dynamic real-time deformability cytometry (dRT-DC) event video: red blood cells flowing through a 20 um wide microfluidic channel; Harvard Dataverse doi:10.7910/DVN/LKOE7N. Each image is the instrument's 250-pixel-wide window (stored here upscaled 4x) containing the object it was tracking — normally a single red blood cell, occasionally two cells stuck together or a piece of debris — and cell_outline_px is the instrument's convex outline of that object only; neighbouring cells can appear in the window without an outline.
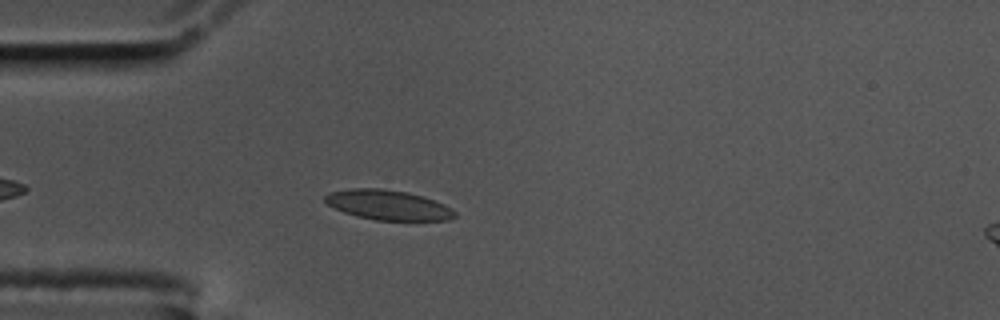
{"species": "common noctule bat (a hibernating species)", "species_latin": "Nyctalus noctula", "temperature_condition": "cold", "stored_images_in_passage": 46, "camera_frame_rate_fps": 3000, "um_per_image_px": 0.085, "animal": {"sex": "male", "body_mass_g": 17.5, "forearm_length_mm": 52.3}, "frame": {"image": 1, "passage_image": 7, "time_ms": 2.0, "image_size_px": [1000, 320], "cell_outline_px": [[456, 216], [448, 220], [376, 220], [356, 216], [344, 212], [328, 204], [324, 200], [324, 196], [328, 192], [352, 188], [384, 188], [408, 192], [444, 204], [452, 208], [456, 212]], "centroid_in_image_um": [32.97, 17.42], "position_along_channel_um": 52.0, "area_um2": 22.54}}
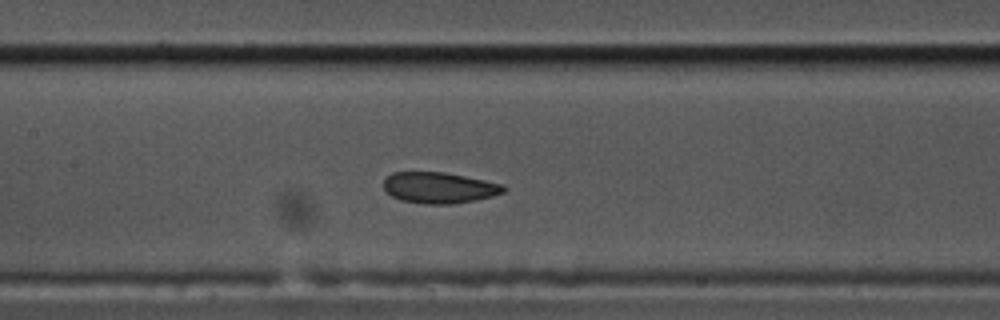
{"frame": {"image": 2, "passage_image": 18, "time_ms": 5.667, "image_size_px": [1000, 320], "cell_outline_px": [[508, 188], [504, 192], [492, 196], [452, 204], [424, 204], [400, 200], [384, 192], [384, 180], [392, 172], [444, 172], [484, 180], [500, 184]], "centroid_in_image_um": [37.29, 15.96], "position_along_channel_um": 170.1, "area_um2": 21.62}}
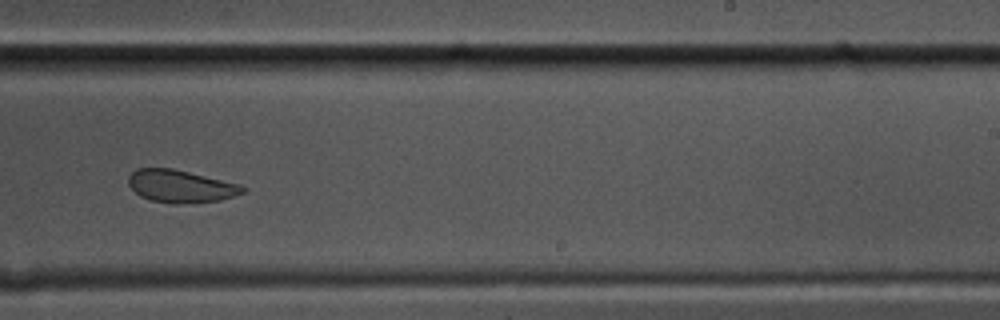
{"frame": {"image": 3, "passage_image": 27, "time_ms": 8.667, "image_size_px": [1000, 320], "cell_outline_px": [[248, 188], [244, 192], [220, 200], [180, 204], [172, 204], [152, 200], [140, 196], [128, 184], [128, 176], [136, 168], [172, 168], [240, 184]], "centroid_in_image_um": [15.35, 15.83], "position_along_channel_um": 273.7, "area_um2": 21.62}, "authors_computed_cell_mechanics": {"area_um2": 22.5998, "velocity_mm_per_s": 3.4592, "shape_relaxation_time_tau1_ms": 7.2187, "shape_relaxation_time_tau2_ms": 1.7078, "deformation_change_tau1": 0.14, "deformation_change_tau2": 0.0553}}